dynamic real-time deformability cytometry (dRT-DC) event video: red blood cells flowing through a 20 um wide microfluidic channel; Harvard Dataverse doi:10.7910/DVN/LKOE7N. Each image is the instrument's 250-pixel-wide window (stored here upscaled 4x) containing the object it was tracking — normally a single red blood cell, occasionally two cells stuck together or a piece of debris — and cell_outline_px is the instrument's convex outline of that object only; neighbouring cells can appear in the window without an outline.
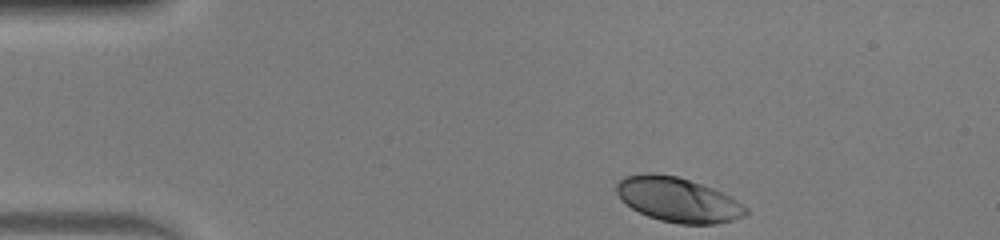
{"species": "human", "species_latin": "Homo sapiens", "temperature_condition": "warm", "stored_images_in_passage": 43, "camera_frame_rate_fps": 3000, "um_per_image_px": 0.085, "donor": {"sex": "male"}, "frame": {"image": 1, "passage_image": 1, "time_ms": 0.0, "image_size_px": [1000, 240], "cell_outline_px": [[748, 212], [744, 216], [732, 220], [716, 224], [680, 224], [660, 220], [648, 216], [632, 208], [620, 200], [616, 192], [616, 184], [624, 176], [640, 172], [656, 172], [676, 176], [712, 188], [736, 200], [748, 208]], "centroid_in_image_um": [57.57, 16.96], "position_along_channel_um": 27.4, "area_um2": 33.64}}
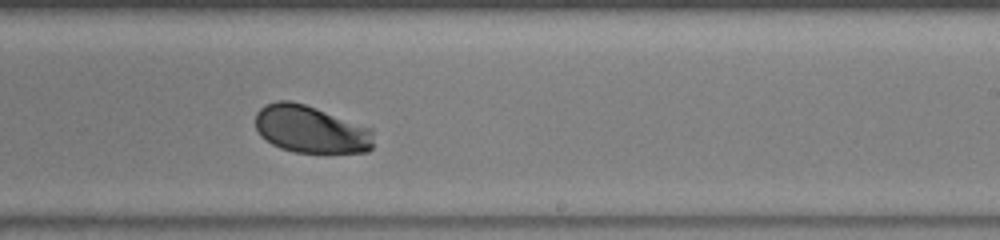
{"frame": {"image": 2, "passage_image": 24, "time_ms": 7.667, "image_size_px": [1000, 240], "cell_outline_px": [[372, 148], [368, 152], [296, 152], [280, 148], [272, 144], [260, 136], [256, 128], [256, 112], [264, 104], [276, 100], [292, 100], [316, 108], [372, 128]], "centroid_in_image_um": [26.38, 10.98], "position_along_channel_um": 262.6, "area_um2": 32.71}}
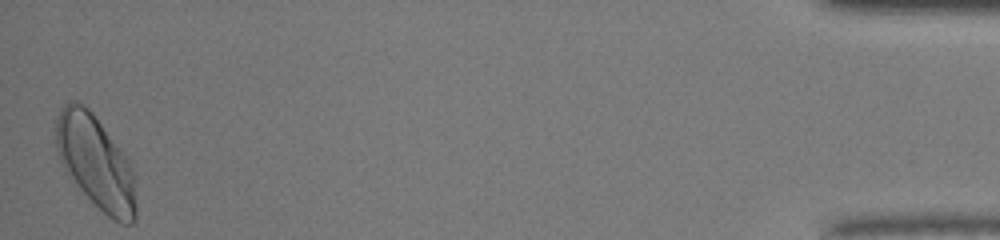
{"frame": {"image": 3, "passage_image": 43, "time_ms": 14.0, "image_size_px": [1000, 240], "cell_outline_px": [[136, 220], [132, 224], [120, 224], [112, 220], [80, 188], [64, 168], [60, 160], [56, 148], [56, 116], [60, 108], [68, 100], [76, 100], [84, 104], [92, 112], [128, 160], [132, 168], [136, 204]], "centroid_in_image_um": [8.12, 13.77], "position_along_channel_um": 427.1, "area_um2": 42.95}, "authors_computed_cell_mechanics": {"area_um2": 33.2928, "velocity_mm_per_s": 4.0302, "shape_relaxation_time_tau1_ms": 1.5332, "shape_relaxation_time_tau2_ms": null, "deformation_change_tau1": 0.1263, "deformation_change_tau2": null}}